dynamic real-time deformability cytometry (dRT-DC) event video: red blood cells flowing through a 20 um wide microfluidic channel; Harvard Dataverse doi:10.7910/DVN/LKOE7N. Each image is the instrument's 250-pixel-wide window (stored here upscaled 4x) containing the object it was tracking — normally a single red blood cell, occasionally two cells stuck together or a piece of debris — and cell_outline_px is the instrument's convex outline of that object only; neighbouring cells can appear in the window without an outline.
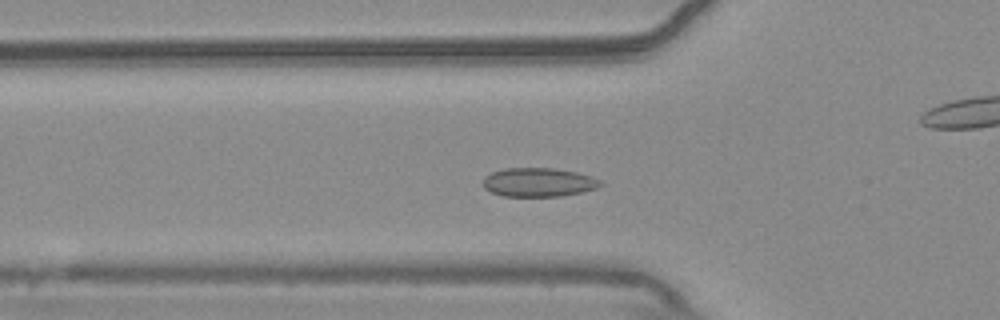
{"species": "common noctule bat (a hibernating species)", "species_latin": "Nyctalus noctula", "temperature_condition": "warm", "stored_images_in_passage": 53, "camera_frame_rate_fps": 3000, "um_per_image_px": 0.085, "animal": {"sex": "male", "body_mass_g": 20.4}, "frame": {"image": 1, "passage_image": 16, "time_ms": 5.0, "image_size_px": [1000, 320], "cell_outline_px": [[604, 184], [596, 188], [580, 192], [560, 196], [504, 196], [492, 192], [484, 188], [484, 176], [492, 172], [504, 168], [556, 168], [576, 172], [592, 176], [600, 180]], "centroid_in_image_um": [45.78, 15.48], "position_along_channel_um": 80.0, "area_um2": 19.71}}
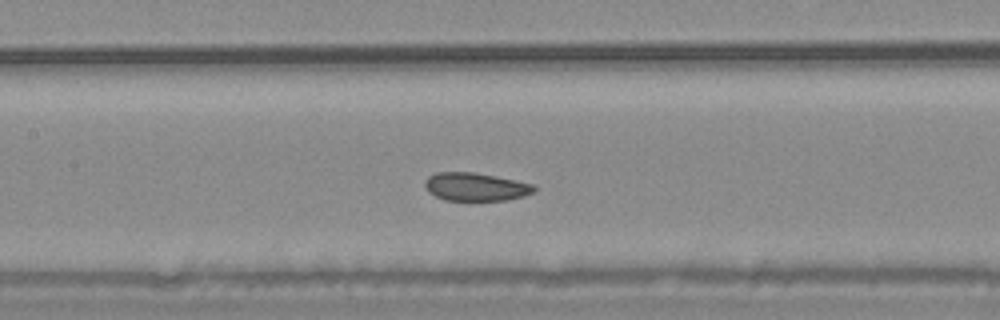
{"frame": {"image": 2, "passage_image": 23, "time_ms": 7.333, "image_size_px": [1000, 320], "cell_outline_px": [[536, 192], [524, 196], [508, 200], [444, 200], [428, 192], [424, 188], [424, 180], [428, 176], [436, 172], [472, 172], [536, 184]], "centroid_in_image_um": [40.43, 15.88], "position_along_channel_um": 167.0, "area_um2": 18.09}}
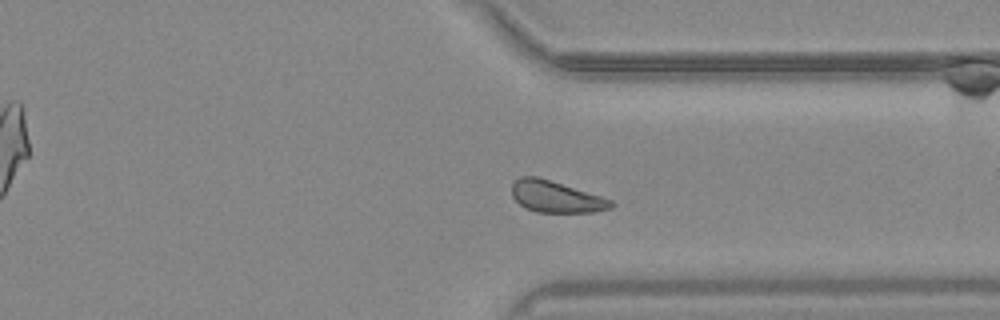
{"frame": {"image": 3, "passage_image": 39, "time_ms": 12.667, "image_size_px": [1000, 320], "cell_outline_px": [[616, 204], [612, 208], [592, 212], [536, 212], [524, 208], [512, 196], [512, 184], [520, 176], [536, 176], [600, 196], [612, 200]], "centroid_in_image_um": [47.24, 16.73], "position_along_channel_um": 364.2, "area_um2": 18.03}}